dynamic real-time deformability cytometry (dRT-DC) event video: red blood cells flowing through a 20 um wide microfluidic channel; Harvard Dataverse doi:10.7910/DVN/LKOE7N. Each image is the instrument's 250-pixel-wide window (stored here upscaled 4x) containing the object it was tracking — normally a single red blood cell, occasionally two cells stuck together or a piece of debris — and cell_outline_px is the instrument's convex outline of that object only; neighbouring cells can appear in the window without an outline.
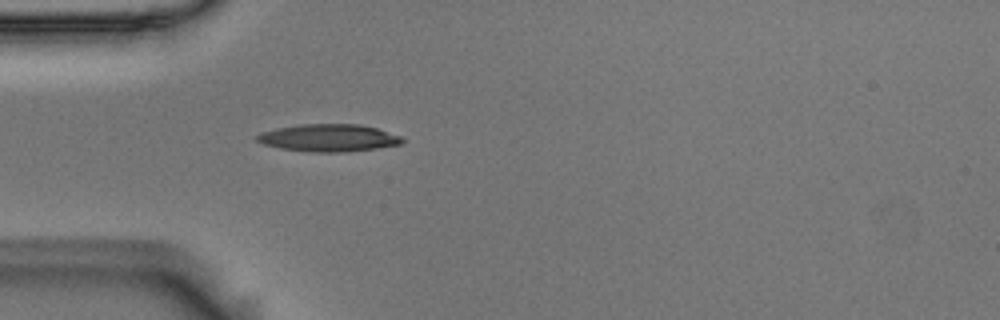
{"species": "Egyptian fruit bat (a non-hibernating species)", "species_latin": "Rousettus aegyptiacus", "temperature_condition": "room temperature", "stored_images_in_passage": 40, "camera_frame_rate_fps": 3000, "um_per_image_px": 0.085, "animal": {"sex": "male"}, "frame": {"image": 1, "passage_image": 2, "time_ms": 0.333, "image_size_px": [1000, 320], "cell_outline_px": [[404, 140], [400, 144], [376, 148], [344, 152], [308, 152], [280, 148], [264, 144], [256, 140], [256, 136], [260, 132], [276, 128], [300, 124], [360, 124], [376, 128], [400, 136]], "centroid_in_image_um": [27.89, 11.72], "position_along_channel_um": 57.1, "area_um2": 23.12}}
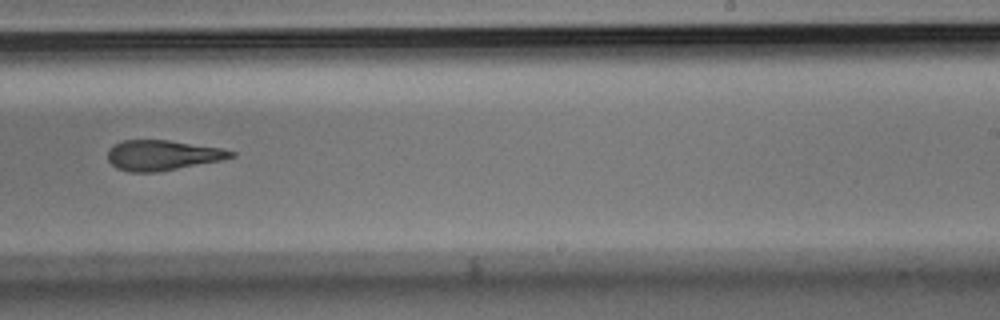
{"frame": {"image": 2, "passage_image": 20, "time_ms": 6.333, "image_size_px": [1000, 320], "cell_outline_px": [[236, 156], [220, 160], [156, 172], [132, 172], [116, 168], [108, 160], [108, 148], [120, 140], [168, 140], [220, 148], [236, 152]], "centroid_in_image_um": [13.77, 13.18], "position_along_channel_um": 275.2, "area_um2": 21.5}}
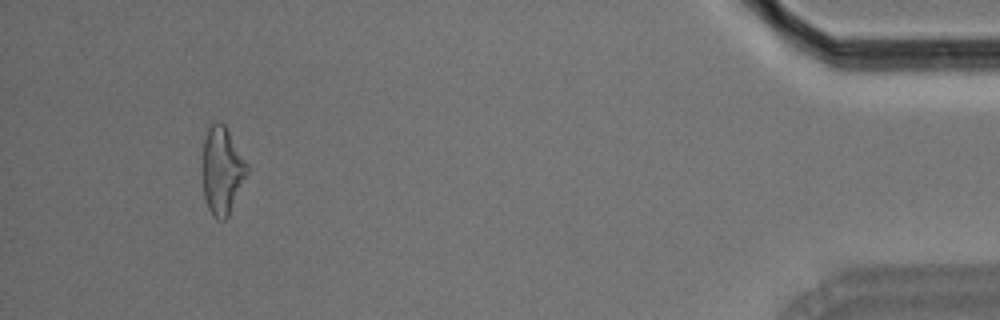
{"frame": {"image": 3, "passage_image": 37, "time_ms": 12.0, "image_size_px": [1000, 320], "cell_outline_px": [[248, 172], [228, 216], [224, 220], [216, 220], [208, 208], [204, 196], [200, 172], [200, 164], [204, 140], [208, 128], [216, 120], [220, 120], [224, 124], [248, 164]], "centroid_in_image_um": [18.82, 14.48], "position_along_channel_um": 416.4, "area_um2": 23.18}, "authors_computed_cell_mechanics": {"area_um2": 22.4264, "velocity_mm_per_s": 3.7, "shape_relaxation_time_tau1_ms": 9.4945, "shape_relaxation_time_tau2_ms": 5.1208, "deformation_change_tau1": 0.223, "deformation_change_tau2": 0.1767}}